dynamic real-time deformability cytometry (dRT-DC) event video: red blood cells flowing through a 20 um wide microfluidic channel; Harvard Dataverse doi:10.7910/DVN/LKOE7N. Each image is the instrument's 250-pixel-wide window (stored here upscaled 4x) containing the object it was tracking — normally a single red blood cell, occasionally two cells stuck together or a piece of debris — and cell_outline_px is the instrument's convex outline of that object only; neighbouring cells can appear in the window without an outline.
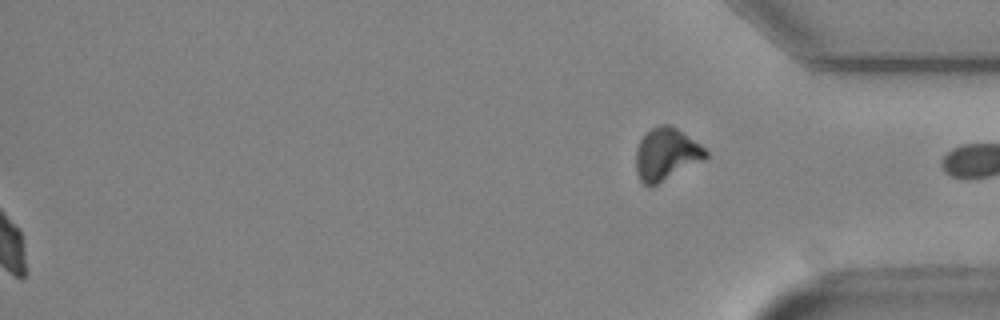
{"species": "Egyptian fruit bat (a non-hibernating species)", "species_latin": "Rousettus aegyptiacus", "temperature_condition": "cold", "stored_images_in_passage": 53, "segment_of_instrument_passage": [2, 2], "camera_frame_rate_fps": 3000, "um_per_image_px": 0.085, "animal": {"sex": "female"}, "frame": {"image": 1, "passage_image": 53, "time_ms": 17.333, "image_size_px": [1000, 320], "cell_outline_px": [[708, 156], [704, 160], [656, 184], [644, 184], [640, 180], [636, 172], [636, 148], [640, 140], [652, 128], [660, 124], [672, 124], [700, 144], [708, 152]], "centroid_in_image_um": [56.64, 13.07], "position_along_channel_um": 378.6, "area_um2": 21.04}}